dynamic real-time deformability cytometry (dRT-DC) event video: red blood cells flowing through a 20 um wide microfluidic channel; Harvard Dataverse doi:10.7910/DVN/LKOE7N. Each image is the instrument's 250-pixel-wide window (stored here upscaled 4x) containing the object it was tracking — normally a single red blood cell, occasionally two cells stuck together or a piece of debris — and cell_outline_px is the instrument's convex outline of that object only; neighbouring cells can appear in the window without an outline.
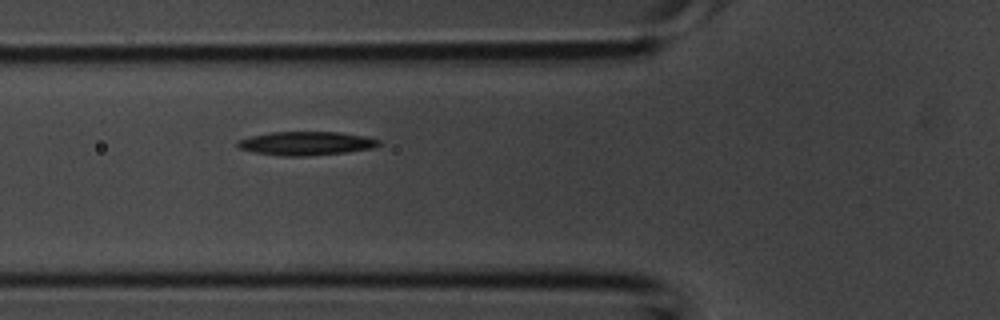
{"species": "common noctule bat (a hibernating species)", "species_latin": "Nyctalus noctula", "temperature_condition": "room temperature", "stored_images_in_passage": 6, "camera_frame_rate_fps": 3000, "um_per_image_px": 0.085, "animal": {"sex": "male", "body_mass_g": 20.1, "forearm_length_mm": 53.5}, "frame": {"image": 1, "passage_image": 5, "time_ms": 1.333, "image_size_px": [1000, 320], "cell_outline_px": [[384, 144], [372, 148], [344, 152], [304, 156], [284, 156], [256, 152], [236, 148], [236, 140], [252, 136], [272, 132], [340, 132], [364, 136], [380, 140]], "centroid_in_image_um": [26.02, 12.18], "position_along_channel_um": 99.8, "area_um2": 19.42}}